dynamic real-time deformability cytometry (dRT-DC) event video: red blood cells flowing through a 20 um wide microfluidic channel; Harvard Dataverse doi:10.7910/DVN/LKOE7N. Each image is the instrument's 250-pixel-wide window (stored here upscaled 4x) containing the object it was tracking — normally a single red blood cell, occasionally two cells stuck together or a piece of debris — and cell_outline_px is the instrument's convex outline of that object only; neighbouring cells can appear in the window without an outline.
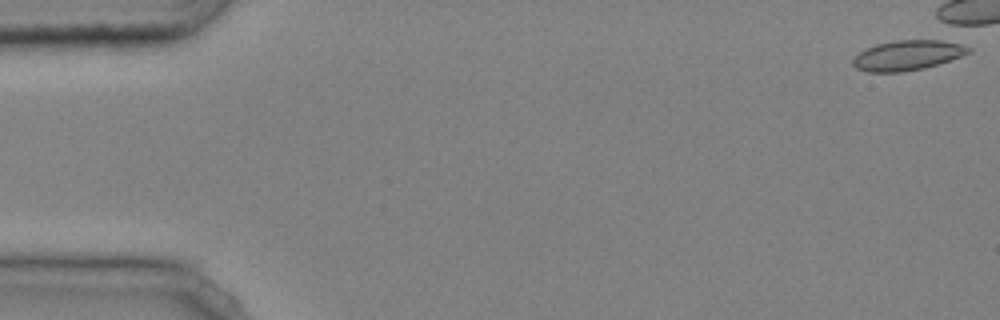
{"species": "common noctule bat (a hibernating species)", "species_latin": "Nyctalus noctula", "temperature_condition": "cold", "stored_images_in_passage": 39, "camera_frame_rate_fps": 3000, "um_per_image_px": 0.085, "animal": {"sex": "male", "body_mass_g": 20.4}, "frame": {"image": 1, "passage_image": 1, "time_ms": 0.0, "image_size_px": [1000, 320], "cell_outline_px": [[972, 48], [968, 52], [960, 56], [924, 68], [904, 72], [868, 72], [856, 68], [852, 64], [852, 60], [860, 52], [876, 44], [896, 40], [952, 40]], "centroid_in_image_um": [77.14, 4.69], "position_along_channel_um": 7.9, "area_um2": 20.11}}
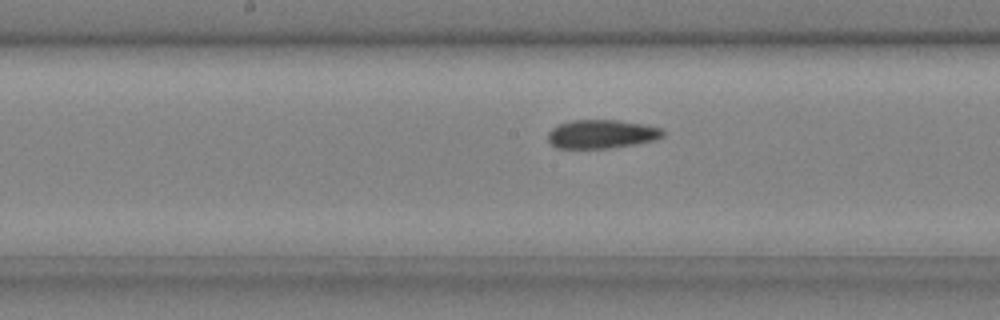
{"frame": {"image": 2, "passage_image": 25, "time_ms": 8.0, "image_size_px": [1000, 320], "cell_outline_px": [[664, 136], [652, 140], [636, 144], [608, 148], [556, 148], [548, 140], [548, 132], [552, 128], [560, 124], [572, 120], [616, 120], [644, 124], [660, 128], [664, 132]], "centroid_in_image_um": [51.12, 11.39], "position_along_channel_um": 197.1, "area_um2": 19.07}}
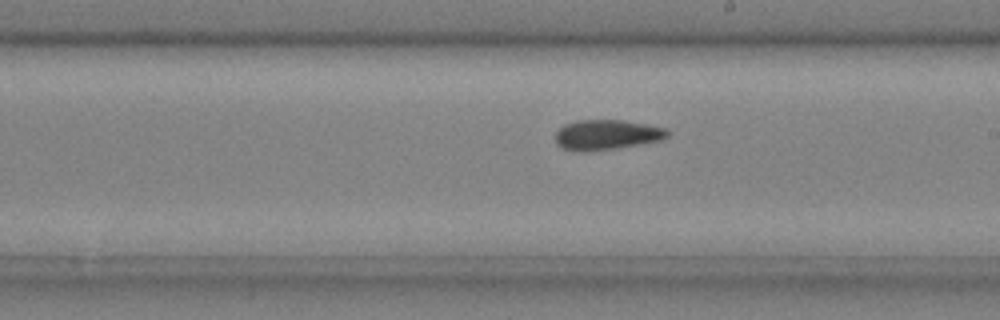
{"frame": {"image": 3, "passage_image": 28, "time_ms": 9.0, "image_size_px": [1000, 320], "cell_outline_px": [[668, 136], [660, 140], [640, 144], [616, 148], [588, 152], [580, 152], [560, 148], [556, 144], [556, 132], [564, 124], [576, 120], [624, 120], [668, 128]], "centroid_in_image_um": [51.54, 11.46], "position_along_channel_um": 237.5, "area_um2": 19.83}}